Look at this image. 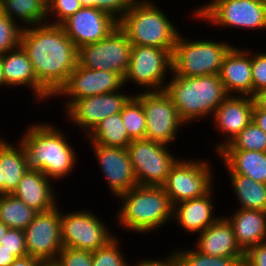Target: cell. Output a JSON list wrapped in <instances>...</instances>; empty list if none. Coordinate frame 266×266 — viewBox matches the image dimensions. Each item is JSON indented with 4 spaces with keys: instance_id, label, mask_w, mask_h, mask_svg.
<instances>
[{
    "instance_id": "obj_12",
    "label": "cell",
    "mask_w": 266,
    "mask_h": 266,
    "mask_svg": "<svg viewBox=\"0 0 266 266\" xmlns=\"http://www.w3.org/2000/svg\"><path fill=\"white\" fill-rule=\"evenodd\" d=\"M132 43L118 26L104 39L78 48L77 64L83 68L120 74L127 72Z\"/></svg>"
},
{
    "instance_id": "obj_42",
    "label": "cell",
    "mask_w": 266,
    "mask_h": 266,
    "mask_svg": "<svg viewBox=\"0 0 266 266\" xmlns=\"http://www.w3.org/2000/svg\"><path fill=\"white\" fill-rule=\"evenodd\" d=\"M243 266H266V241L249 248L244 253Z\"/></svg>"
},
{
    "instance_id": "obj_23",
    "label": "cell",
    "mask_w": 266,
    "mask_h": 266,
    "mask_svg": "<svg viewBox=\"0 0 266 266\" xmlns=\"http://www.w3.org/2000/svg\"><path fill=\"white\" fill-rule=\"evenodd\" d=\"M194 248L214 257H244L229 221L221 215L212 225L197 234Z\"/></svg>"
},
{
    "instance_id": "obj_45",
    "label": "cell",
    "mask_w": 266,
    "mask_h": 266,
    "mask_svg": "<svg viewBox=\"0 0 266 266\" xmlns=\"http://www.w3.org/2000/svg\"><path fill=\"white\" fill-rule=\"evenodd\" d=\"M42 261L33 256L17 257L16 260L10 266H41Z\"/></svg>"
},
{
    "instance_id": "obj_28",
    "label": "cell",
    "mask_w": 266,
    "mask_h": 266,
    "mask_svg": "<svg viewBox=\"0 0 266 266\" xmlns=\"http://www.w3.org/2000/svg\"><path fill=\"white\" fill-rule=\"evenodd\" d=\"M46 2L47 0H0V10L19 26L26 28L47 23Z\"/></svg>"
},
{
    "instance_id": "obj_11",
    "label": "cell",
    "mask_w": 266,
    "mask_h": 266,
    "mask_svg": "<svg viewBox=\"0 0 266 266\" xmlns=\"http://www.w3.org/2000/svg\"><path fill=\"white\" fill-rule=\"evenodd\" d=\"M169 145L147 139L132 140L126 148L138 185L162 186L179 159ZM171 150V151H169Z\"/></svg>"
},
{
    "instance_id": "obj_5",
    "label": "cell",
    "mask_w": 266,
    "mask_h": 266,
    "mask_svg": "<svg viewBox=\"0 0 266 266\" xmlns=\"http://www.w3.org/2000/svg\"><path fill=\"white\" fill-rule=\"evenodd\" d=\"M157 2L137 0L118 21V26L132 45L161 48L172 54L181 30Z\"/></svg>"
},
{
    "instance_id": "obj_35",
    "label": "cell",
    "mask_w": 266,
    "mask_h": 266,
    "mask_svg": "<svg viewBox=\"0 0 266 266\" xmlns=\"http://www.w3.org/2000/svg\"><path fill=\"white\" fill-rule=\"evenodd\" d=\"M115 236L104 246L92 252V266H132L121 248L122 239Z\"/></svg>"
},
{
    "instance_id": "obj_10",
    "label": "cell",
    "mask_w": 266,
    "mask_h": 266,
    "mask_svg": "<svg viewBox=\"0 0 266 266\" xmlns=\"http://www.w3.org/2000/svg\"><path fill=\"white\" fill-rule=\"evenodd\" d=\"M79 210L66 213L60 210L62 245L66 248L94 252L110 241L115 234L112 228H108L110 226L105 223L106 220L103 221L95 212L90 209Z\"/></svg>"
},
{
    "instance_id": "obj_46",
    "label": "cell",
    "mask_w": 266,
    "mask_h": 266,
    "mask_svg": "<svg viewBox=\"0 0 266 266\" xmlns=\"http://www.w3.org/2000/svg\"><path fill=\"white\" fill-rule=\"evenodd\" d=\"M16 257L0 244V266H10Z\"/></svg>"
},
{
    "instance_id": "obj_29",
    "label": "cell",
    "mask_w": 266,
    "mask_h": 266,
    "mask_svg": "<svg viewBox=\"0 0 266 266\" xmlns=\"http://www.w3.org/2000/svg\"><path fill=\"white\" fill-rule=\"evenodd\" d=\"M238 209L266 211V184L240 174H228Z\"/></svg>"
},
{
    "instance_id": "obj_13",
    "label": "cell",
    "mask_w": 266,
    "mask_h": 266,
    "mask_svg": "<svg viewBox=\"0 0 266 266\" xmlns=\"http://www.w3.org/2000/svg\"><path fill=\"white\" fill-rule=\"evenodd\" d=\"M133 95L142 103L145 112V139L169 146L176 143L186 124L180 119L175 105L165 91H137Z\"/></svg>"
},
{
    "instance_id": "obj_51",
    "label": "cell",
    "mask_w": 266,
    "mask_h": 266,
    "mask_svg": "<svg viewBox=\"0 0 266 266\" xmlns=\"http://www.w3.org/2000/svg\"><path fill=\"white\" fill-rule=\"evenodd\" d=\"M41 266H57L55 262H43Z\"/></svg>"
},
{
    "instance_id": "obj_40",
    "label": "cell",
    "mask_w": 266,
    "mask_h": 266,
    "mask_svg": "<svg viewBox=\"0 0 266 266\" xmlns=\"http://www.w3.org/2000/svg\"><path fill=\"white\" fill-rule=\"evenodd\" d=\"M0 244L16 258L28 255L25 245V232L23 230L9 228L1 238Z\"/></svg>"
},
{
    "instance_id": "obj_9",
    "label": "cell",
    "mask_w": 266,
    "mask_h": 266,
    "mask_svg": "<svg viewBox=\"0 0 266 266\" xmlns=\"http://www.w3.org/2000/svg\"><path fill=\"white\" fill-rule=\"evenodd\" d=\"M171 73L172 54L168 50L133 45L124 84H135L140 92L164 91Z\"/></svg>"
},
{
    "instance_id": "obj_2",
    "label": "cell",
    "mask_w": 266,
    "mask_h": 266,
    "mask_svg": "<svg viewBox=\"0 0 266 266\" xmlns=\"http://www.w3.org/2000/svg\"><path fill=\"white\" fill-rule=\"evenodd\" d=\"M25 129L18 139L26 150L29 167L41 171L53 184L65 177L68 179L77 168V155H81L76 154L78 151H75L68 134L50 121H34Z\"/></svg>"
},
{
    "instance_id": "obj_3",
    "label": "cell",
    "mask_w": 266,
    "mask_h": 266,
    "mask_svg": "<svg viewBox=\"0 0 266 266\" xmlns=\"http://www.w3.org/2000/svg\"><path fill=\"white\" fill-rule=\"evenodd\" d=\"M117 200L119 208L114 213L115 224L133 235L150 234L173 221L174 205L162 186L136 185Z\"/></svg>"
},
{
    "instance_id": "obj_22",
    "label": "cell",
    "mask_w": 266,
    "mask_h": 266,
    "mask_svg": "<svg viewBox=\"0 0 266 266\" xmlns=\"http://www.w3.org/2000/svg\"><path fill=\"white\" fill-rule=\"evenodd\" d=\"M54 189L58 190L52 185V180L41 171L29 168L12 195L36 212H46L60 202Z\"/></svg>"
},
{
    "instance_id": "obj_25",
    "label": "cell",
    "mask_w": 266,
    "mask_h": 266,
    "mask_svg": "<svg viewBox=\"0 0 266 266\" xmlns=\"http://www.w3.org/2000/svg\"><path fill=\"white\" fill-rule=\"evenodd\" d=\"M10 142L0 136V195L12 194L30 168L23 144L18 139Z\"/></svg>"
},
{
    "instance_id": "obj_19",
    "label": "cell",
    "mask_w": 266,
    "mask_h": 266,
    "mask_svg": "<svg viewBox=\"0 0 266 266\" xmlns=\"http://www.w3.org/2000/svg\"><path fill=\"white\" fill-rule=\"evenodd\" d=\"M61 26L65 34L79 48L104 39L118 27V20L95 7H82Z\"/></svg>"
},
{
    "instance_id": "obj_48",
    "label": "cell",
    "mask_w": 266,
    "mask_h": 266,
    "mask_svg": "<svg viewBox=\"0 0 266 266\" xmlns=\"http://www.w3.org/2000/svg\"><path fill=\"white\" fill-rule=\"evenodd\" d=\"M83 7H95L97 8V0H80Z\"/></svg>"
},
{
    "instance_id": "obj_36",
    "label": "cell",
    "mask_w": 266,
    "mask_h": 266,
    "mask_svg": "<svg viewBox=\"0 0 266 266\" xmlns=\"http://www.w3.org/2000/svg\"><path fill=\"white\" fill-rule=\"evenodd\" d=\"M46 3L47 23L54 25H61L83 7L80 0H47Z\"/></svg>"
},
{
    "instance_id": "obj_34",
    "label": "cell",
    "mask_w": 266,
    "mask_h": 266,
    "mask_svg": "<svg viewBox=\"0 0 266 266\" xmlns=\"http://www.w3.org/2000/svg\"><path fill=\"white\" fill-rule=\"evenodd\" d=\"M222 150L266 152V133L252 120Z\"/></svg>"
},
{
    "instance_id": "obj_38",
    "label": "cell",
    "mask_w": 266,
    "mask_h": 266,
    "mask_svg": "<svg viewBox=\"0 0 266 266\" xmlns=\"http://www.w3.org/2000/svg\"><path fill=\"white\" fill-rule=\"evenodd\" d=\"M251 70L253 81V97L266 89V51H254L251 48Z\"/></svg>"
},
{
    "instance_id": "obj_43",
    "label": "cell",
    "mask_w": 266,
    "mask_h": 266,
    "mask_svg": "<svg viewBox=\"0 0 266 266\" xmlns=\"http://www.w3.org/2000/svg\"><path fill=\"white\" fill-rule=\"evenodd\" d=\"M171 253V254H170ZM170 253L166 252V255L159 258H144L137 260L135 263L132 262V266H180L178 258L173 250ZM169 254V255H167ZM161 258V259H160Z\"/></svg>"
},
{
    "instance_id": "obj_41",
    "label": "cell",
    "mask_w": 266,
    "mask_h": 266,
    "mask_svg": "<svg viewBox=\"0 0 266 266\" xmlns=\"http://www.w3.org/2000/svg\"><path fill=\"white\" fill-rule=\"evenodd\" d=\"M137 0H97V9L103 10L120 20Z\"/></svg>"
},
{
    "instance_id": "obj_14",
    "label": "cell",
    "mask_w": 266,
    "mask_h": 266,
    "mask_svg": "<svg viewBox=\"0 0 266 266\" xmlns=\"http://www.w3.org/2000/svg\"><path fill=\"white\" fill-rule=\"evenodd\" d=\"M134 93L119 90L106 94L75 100L65 111L66 119L73 128L79 129L86 137L102 120L120 113ZM79 127V128H77Z\"/></svg>"
},
{
    "instance_id": "obj_37",
    "label": "cell",
    "mask_w": 266,
    "mask_h": 266,
    "mask_svg": "<svg viewBox=\"0 0 266 266\" xmlns=\"http://www.w3.org/2000/svg\"><path fill=\"white\" fill-rule=\"evenodd\" d=\"M22 27L0 13V55L17 48L20 45Z\"/></svg>"
},
{
    "instance_id": "obj_27",
    "label": "cell",
    "mask_w": 266,
    "mask_h": 266,
    "mask_svg": "<svg viewBox=\"0 0 266 266\" xmlns=\"http://www.w3.org/2000/svg\"><path fill=\"white\" fill-rule=\"evenodd\" d=\"M217 155L227 174H240L266 184V152L220 150Z\"/></svg>"
},
{
    "instance_id": "obj_4",
    "label": "cell",
    "mask_w": 266,
    "mask_h": 266,
    "mask_svg": "<svg viewBox=\"0 0 266 266\" xmlns=\"http://www.w3.org/2000/svg\"><path fill=\"white\" fill-rule=\"evenodd\" d=\"M170 75L164 91L186 127L190 122L211 119L217 107L228 96L219 75L185 77L173 72Z\"/></svg>"
},
{
    "instance_id": "obj_15",
    "label": "cell",
    "mask_w": 266,
    "mask_h": 266,
    "mask_svg": "<svg viewBox=\"0 0 266 266\" xmlns=\"http://www.w3.org/2000/svg\"><path fill=\"white\" fill-rule=\"evenodd\" d=\"M123 86H126L124 78L118 73L87 69L77 64L66 84L53 98H61L65 111L77 99L116 92L126 88Z\"/></svg>"
},
{
    "instance_id": "obj_8",
    "label": "cell",
    "mask_w": 266,
    "mask_h": 266,
    "mask_svg": "<svg viewBox=\"0 0 266 266\" xmlns=\"http://www.w3.org/2000/svg\"><path fill=\"white\" fill-rule=\"evenodd\" d=\"M208 159L180 157L171 167L165 183L164 192L173 205L207 194L215 187V173Z\"/></svg>"
},
{
    "instance_id": "obj_21",
    "label": "cell",
    "mask_w": 266,
    "mask_h": 266,
    "mask_svg": "<svg viewBox=\"0 0 266 266\" xmlns=\"http://www.w3.org/2000/svg\"><path fill=\"white\" fill-rule=\"evenodd\" d=\"M214 187L204 196L196 199L181 201L174 205L173 220L185 233L195 236L210 225L219 217L215 214ZM217 215V216H216Z\"/></svg>"
},
{
    "instance_id": "obj_44",
    "label": "cell",
    "mask_w": 266,
    "mask_h": 266,
    "mask_svg": "<svg viewBox=\"0 0 266 266\" xmlns=\"http://www.w3.org/2000/svg\"><path fill=\"white\" fill-rule=\"evenodd\" d=\"M258 127L266 133V109L254 103L253 119Z\"/></svg>"
},
{
    "instance_id": "obj_7",
    "label": "cell",
    "mask_w": 266,
    "mask_h": 266,
    "mask_svg": "<svg viewBox=\"0 0 266 266\" xmlns=\"http://www.w3.org/2000/svg\"><path fill=\"white\" fill-rule=\"evenodd\" d=\"M192 16L199 23L204 21V24L222 31L228 28L265 31L266 0H209L201 6L199 3Z\"/></svg>"
},
{
    "instance_id": "obj_16",
    "label": "cell",
    "mask_w": 266,
    "mask_h": 266,
    "mask_svg": "<svg viewBox=\"0 0 266 266\" xmlns=\"http://www.w3.org/2000/svg\"><path fill=\"white\" fill-rule=\"evenodd\" d=\"M60 204L46 212H38L25 228V245L29 256L42 262H54L63 248L60 230Z\"/></svg>"
},
{
    "instance_id": "obj_17",
    "label": "cell",
    "mask_w": 266,
    "mask_h": 266,
    "mask_svg": "<svg viewBox=\"0 0 266 266\" xmlns=\"http://www.w3.org/2000/svg\"><path fill=\"white\" fill-rule=\"evenodd\" d=\"M91 152L100 168L107 191L116 200L121 194L138 185L133 166L126 148L107 147L98 143H90Z\"/></svg>"
},
{
    "instance_id": "obj_26",
    "label": "cell",
    "mask_w": 266,
    "mask_h": 266,
    "mask_svg": "<svg viewBox=\"0 0 266 266\" xmlns=\"http://www.w3.org/2000/svg\"><path fill=\"white\" fill-rule=\"evenodd\" d=\"M235 208L224 217L231 224L236 242L245 253L266 241V211Z\"/></svg>"
},
{
    "instance_id": "obj_32",
    "label": "cell",
    "mask_w": 266,
    "mask_h": 266,
    "mask_svg": "<svg viewBox=\"0 0 266 266\" xmlns=\"http://www.w3.org/2000/svg\"><path fill=\"white\" fill-rule=\"evenodd\" d=\"M173 248L180 266H243L244 257H214L202 254L194 247Z\"/></svg>"
},
{
    "instance_id": "obj_50",
    "label": "cell",
    "mask_w": 266,
    "mask_h": 266,
    "mask_svg": "<svg viewBox=\"0 0 266 266\" xmlns=\"http://www.w3.org/2000/svg\"><path fill=\"white\" fill-rule=\"evenodd\" d=\"M3 86V87H2ZM0 88L3 89L5 88L4 86V80L2 77V62H1V55H0Z\"/></svg>"
},
{
    "instance_id": "obj_31",
    "label": "cell",
    "mask_w": 266,
    "mask_h": 266,
    "mask_svg": "<svg viewBox=\"0 0 266 266\" xmlns=\"http://www.w3.org/2000/svg\"><path fill=\"white\" fill-rule=\"evenodd\" d=\"M37 213L12 194L0 195V221L9 228L24 231Z\"/></svg>"
},
{
    "instance_id": "obj_33",
    "label": "cell",
    "mask_w": 266,
    "mask_h": 266,
    "mask_svg": "<svg viewBox=\"0 0 266 266\" xmlns=\"http://www.w3.org/2000/svg\"><path fill=\"white\" fill-rule=\"evenodd\" d=\"M122 122L131 140L146 138V118L142 103L133 95L123 106Z\"/></svg>"
},
{
    "instance_id": "obj_6",
    "label": "cell",
    "mask_w": 266,
    "mask_h": 266,
    "mask_svg": "<svg viewBox=\"0 0 266 266\" xmlns=\"http://www.w3.org/2000/svg\"><path fill=\"white\" fill-rule=\"evenodd\" d=\"M181 33L172 53V72L185 77L218 75L224 56L234 44L206 36L193 40Z\"/></svg>"
},
{
    "instance_id": "obj_24",
    "label": "cell",
    "mask_w": 266,
    "mask_h": 266,
    "mask_svg": "<svg viewBox=\"0 0 266 266\" xmlns=\"http://www.w3.org/2000/svg\"><path fill=\"white\" fill-rule=\"evenodd\" d=\"M4 86L10 89L23 87L32 93L33 103H38V80L27 52L21 45L1 55ZM19 87V88H18Z\"/></svg>"
},
{
    "instance_id": "obj_47",
    "label": "cell",
    "mask_w": 266,
    "mask_h": 266,
    "mask_svg": "<svg viewBox=\"0 0 266 266\" xmlns=\"http://www.w3.org/2000/svg\"><path fill=\"white\" fill-rule=\"evenodd\" d=\"M255 103L262 108L266 109V89L260 91L254 96Z\"/></svg>"
},
{
    "instance_id": "obj_1",
    "label": "cell",
    "mask_w": 266,
    "mask_h": 266,
    "mask_svg": "<svg viewBox=\"0 0 266 266\" xmlns=\"http://www.w3.org/2000/svg\"><path fill=\"white\" fill-rule=\"evenodd\" d=\"M20 45L38 80V104H48L76 68L78 48L61 25L50 23L22 28Z\"/></svg>"
},
{
    "instance_id": "obj_20",
    "label": "cell",
    "mask_w": 266,
    "mask_h": 266,
    "mask_svg": "<svg viewBox=\"0 0 266 266\" xmlns=\"http://www.w3.org/2000/svg\"><path fill=\"white\" fill-rule=\"evenodd\" d=\"M233 45L223 58L219 78L228 95L253 97L251 49Z\"/></svg>"
},
{
    "instance_id": "obj_49",
    "label": "cell",
    "mask_w": 266,
    "mask_h": 266,
    "mask_svg": "<svg viewBox=\"0 0 266 266\" xmlns=\"http://www.w3.org/2000/svg\"><path fill=\"white\" fill-rule=\"evenodd\" d=\"M8 229L9 227L0 221V240L5 235V233L8 231Z\"/></svg>"
},
{
    "instance_id": "obj_18",
    "label": "cell",
    "mask_w": 266,
    "mask_h": 266,
    "mask_svg": "<svg viewBox=\"0 0 266 266\" xmlns=\"http://www.w3.org/2000/svg\"><path fill=\"white\" fill-rule=\"evenodd\" d=\"M254 97L228 95L217 107L210 122L222 137L214 143L215 154L238 135L253 119ZM226 136V137H225ZM225 139H224V138ZM223 138V139H222Z\"/></svg>"
},
{
    "instance_id": "obj_39",
    "label": "cell",
    "mask_w": 266,
    "mask_h": 266,
    "mask_svg": "<svg viewBox=\"0 0 266 266\" xmlns=\"http://www.w3.org/2000/svg\"><path fill=\"white\" fill-rule=\"evenodd\" d=\"M54 262L57 266H92V252L63 247Z\"/></svg>"
},
{
    "instance_id": "obj_30",
    "label": "cell",
    "mask_w": 266,
    "mask_h": 266,
    "mask_svg": "<svg viewBox=\"0 0 266 266\" xmlns=\"http://www.w3.org/2000/svg\"><path fill=\"white\" fill-rule=\"evenodd\" d=\"M83 139L88 143H98L107 147L127 148L132 141L122 122L121 112L102 120Z\"/></svg>"
}]
</instances>
